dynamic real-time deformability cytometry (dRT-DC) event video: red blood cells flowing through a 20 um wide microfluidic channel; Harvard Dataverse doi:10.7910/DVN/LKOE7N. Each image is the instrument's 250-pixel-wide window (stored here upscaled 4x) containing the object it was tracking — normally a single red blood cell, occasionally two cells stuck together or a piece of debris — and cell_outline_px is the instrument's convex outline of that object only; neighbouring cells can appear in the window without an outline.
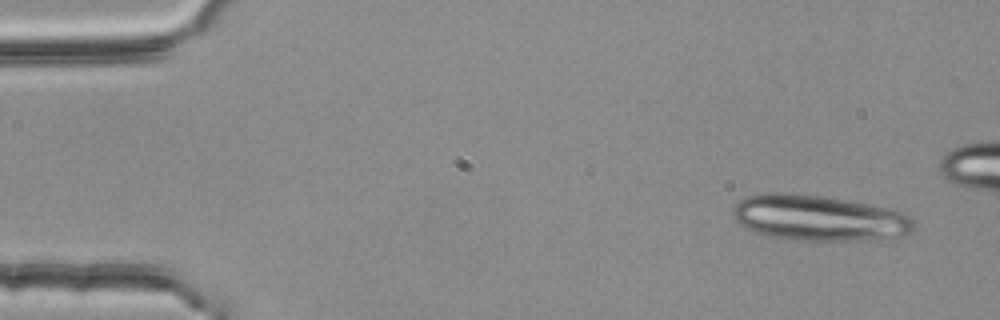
{"species": "common noctule bat (a hibernating species)", "species_latin": "Nyctalus noctula", "temperature_condition": "room temperature", "stored_images_in_passage": 4, "camera_frame_rate_fps": 3000, "um_per_image_px": 0.085, "animal": {"sex": "female", "body_mass_g": 25.1}, "frame": {"image": 1, "passage_image": 1, "time_ms": 0.0, "image_size_px": [1000, 320], "cell_outline_px": [[916, 220], [912, 232], [908, 236], [868, 240], [804, 240], [776, 236], [756, 232], [740, 224], [732, 216], [732, 212], [736, 204], [740, 200], [748, 196], [764, 192], [784, 192], [824, 196], [868, 204], [900, 212]], "centroid_in_image_um": [69.64, 18.52], "position_along_channel_um": 15.4, "area_um2": 47.92}}